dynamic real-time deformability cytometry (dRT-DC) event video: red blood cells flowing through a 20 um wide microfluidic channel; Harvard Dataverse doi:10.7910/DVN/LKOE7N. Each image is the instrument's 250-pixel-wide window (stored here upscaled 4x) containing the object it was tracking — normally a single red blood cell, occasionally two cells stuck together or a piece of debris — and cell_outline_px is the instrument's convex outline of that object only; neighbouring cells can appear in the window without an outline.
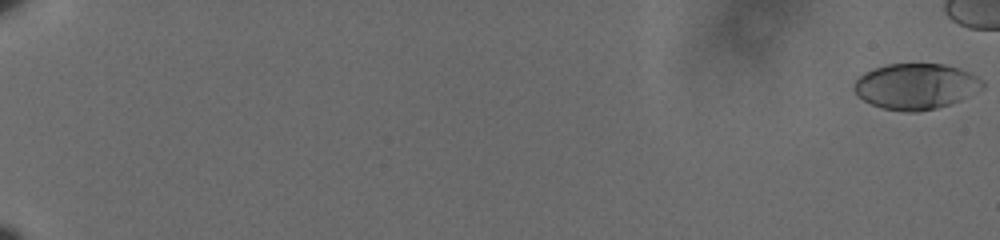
{"species": "human", "species_latin": "Homo sapiens", "temperature_condition": "cold", "stored_images_in_passage": 9, "camera_frame_rate_fps": 3000, "um_per_image_px": 0.085, "donor": {"sex": "male"}, "frame": {"image": 1, "passage_image": 1, "time_ms": 0.0, "image_size_px": [1000, 240], "cell_outline_px": [[984, 88], [960, 100], [936, 108], [916, 112], [908, 112], [884, 108], [872, 104], [864, 100], [852, 88], [852, 84], [864, 72], [872, 68], [888, 64], [944, 64], [960, 68], [984, 80]], "centroid_in_image_um": [77.85, 7.32], "position_along_channel_um": 7.1, "area_um2": 34.22}}
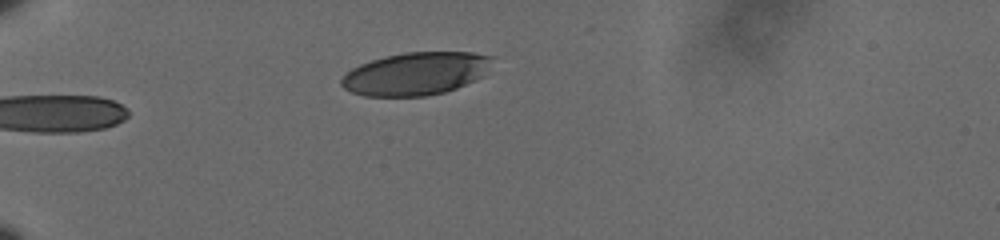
{"frame": {"image": 2, "passage_image": 9, "time_ms": 2.667, "image_size_px": [1000, 240], "cell_outline_px": [[496, 56], [484, 76], [476, 80], [456, 88], [444, 92], [424, 96], [364, 96], [352, 92], [344, 88], [340, 84], [340, 80], [352, 68], [360, 64], [372, 60], [404, 52], [472, 52]], "centroid_in_image_um": [35.39, 6.25], "position_along_channel_um": 49.6, "area_um2": 37.74}}